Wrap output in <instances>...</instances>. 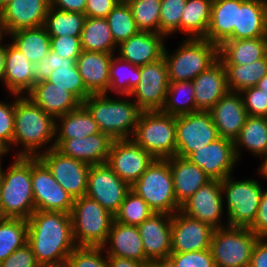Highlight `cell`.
Masks as SVG:
<instances>
[{
  "mask_svg": "<svg viewBox=\"0 0 267 267\" xmlns=\"http://www.w3.org/2000/svg\"><path fill=\"white\" fill-rule=\"evenodd\" d=\"M219 137L234 141L242 129L247 111L239 92H228L210 110Z\"/></svg>",
  "mask_w": 267,
  "mask_h": 267,
  "instance_id": "d4e9b609",
  "label": "cell"
},
{
  "mask_svg": "<svg viewBox=\"0 0 267 267\" xmlns=\"http://www.w3.org/2000/svg\"><path fill=\"white\" fill-rule=\"evenodd\" d=\"M200 167L211 180H224L234 174L239 163L234 150V141L219 137L208 145L196 149L187 157Z\"/></svg>",
  "mask_w": 267,
  "mask_h": 267,
  "instance_id": "d6986e66",
  "label": "cell"
},
{
  "mask_svg": "<svg viewBox=\"0 0 267 267\" xmlns=\"http://www.w3.org/2000/svg\"><path fill=\"white\" fill-rule=\"evenodd\" d=\"M187 0H161L160 34L167 38L181 33V16Z\"/></svg>",
  "mask_w": 267,
  "mask_h": 267,
  "instance_id": "c3c4849f",
  "label": "cell"
},
{
  "mask_svg": "<svg viewBox=\"0 0 267 267\" xmlns=\"http://www.w3.org/2000/svg\"><path fill=\"white\" fill-rule=\"evenodd\" d=\"M243 148L255 158L267 155V117L247 116L238 137L234 140L238 162L241 161Z\"/></svg>",
  "mask_w": 267,
  "mask_h": 267,
  "instance_id": "e575fe53",
  "label": "cell"
},
{
  "mask_svg": "<svg viewBox=\"0 0 267 267\" xmlns=\"http://www.w3.org/2000/svg\"><path fill=\"white\" fill-rule=\"evenodd\" d=\"M230 92H241L254 87L267 74V55L245 65H224Z\"/></svg>",
  "mask_w": 267,
  "mask_h": 267,
  "instance_id": "ab89813d",
  "label": "cell"
},
{
  "mask_svg": "<svg viewBox=\"0 0 267 267\" xmlns=\"http://www.w3.org/2000/svg\"><path fill=\"white\" fill-rule=\"evenodd\" d=\"M26 96L55 119L83 104L73 93L65 88L57 87L47 80L36 83Z\"/></svg>",
  "mask_w": 267,
  "mask_h": 267,
  "instance_id": "f546056e",
  "label": "cell"
},
{
  "mask_svg": "<svg viewBox=\"0 0 267 267\" xmlns=\"http://www.w3.org/2000/svg\"><path fill=\"white\" fill-rule=\"evenodd\" d=\"M177 49L164 48L169 82L193 81L218 58V46L205 38H183Z\"/></svg>",
  "mask_w": 267,
  "mask_h": 267,
  "instance_id": "5b68a950",
  "label": "cell"
},
{
  "mask_svg": "<svg viewBox=\"0 0 267 267\" xmlns=\"http://www.w3.org/2000/svg\"><path fill=\"white\" fill-rule=\"evenodd\" d=\"M194 100L197 111H209L229 92L225 66L218 59L193 81Z\"/></svg>",
  "mask_w": 267,
  "mask_h": 267,
  "instance_id": "484cf974",
  "label": "cell"
},
{
  "mask_svg": "<svg viewBox=\"0 0 267 267\" xmlns=\"http://www.w3.org/2000/svg\"><path fill=\"white\" fill-rule=\"evenodd\" d=\"M256 87L262 90V92H264L265 94H267V74L260 79Z\"/></svg>",
  "mask_w": 267,
  "mask_h": 267,
  "instance_id": "e7e4bbea",
  "label": "cell"
},
{
  "mask_svg": "<svg viewBox=\"0 0 267 267\" xmlns=\"http://www.w3.org/2000/svg\"><path fill=\"white\" fill-rule=\"evenodd\" d=\"M11 43L33 64L40 61L51 50L50 35L44 26L21 29L8 35Z\"/></svg>",
  "mask_w": 267,
  "mask_h": 267,
  "instance_id": "8d00e7d4",
  "label": "cell"
},
{
  "mask_svg": "<svg viewBox=\"0 0 267 267\" xmlns=\"http://www.w3.org/2000/svg\"><path fill=\"white\" fill-rule=\"evenodd\" d=\"M120 0H87L84 14L89 18H106Z\"/></svg>",
  "mask_w": 267,
  "mask_h": 267,
  "instance_id": "9f6ffc18",
  "label": "cell"
},
{
  "mask_svg": "<svg viewBox=\"0 0 267 267\" xmlns=\"http://www.w3.org/2000/svg\"><path fill=\"white\" fill-rule=\"evenodd\" d=\"M38 158L51 171L60 186L74 199L86 195L88 172L91 165L64 156L56 148L42 153Z\"/></svg>",
  "mask_w": 267,
  "mask_h": 267,
  "instance_id": "e0dca14e",
  "label": "cell"
},
{
  "mask_svg": "<svg viewBox=\"0 0 267 267\" xmlns=\"http://www.w3.org/2000/svg\"><path fill=\"white\" fill-rule=\"evenodd\" d=\"M97 133L98 124L83 104L56 118L55 139H81Z\"/></svg>",
  "mask_w": 267,
  "mask_h": 267,
  "instance_id": "d590c367",
  "label": "cell"
},
{
  "mask_svg": "<svg viewBox=\"0 0 267 267\" xmlns=\"http://www.w3.org/2000/svg\"><path fill=\"white\" fill-rule=\"evenodd\" d=\"M27 219L1 218L0 219V263L15 250L27 243Z\"/></svg>",
  "mask_w": 267,
  "mask_h": 267,
  "instance_id": "ee69618b",
  "label": "cell"
},
{
  "mask_svg": "<svg viewBox=\"0 0 267 267\" xmlns=\"http://www.w3.org/2000/svg\"><path fill=\"white\" fill-rule=\"evenodd\" d=\"M107 260L109 267H151L153 264L117 256H107Z\"/></svg>",
  "mask_w": 267,
  "mask_h": 267,
  "instance_id": "94428289",
  "label": "cell"
},
{
  "mask_svg": "<svg viewBox=\"0 0 267 267\" xmlns=\"http://www.w3.org/2000/svg\"><path fill=\"white\" fill-rule=\"evenodd\" d=\"M0 267H41L35 258L31 246L26 243L23 247L15 250L4 261Z\"/></svg>",
  "mask_w": 267,
  "mask_h": 267,
  "instance_id": "11a10c76",
  "label": "cell"
},
{
  "mask_svg": "<svg viewBox=\"0 0 267 267\" xmlns=\"http://www.w3.org/2000/svg\"><path fill=\"white\" fill-rule=\"evenodd\" d=\"M256 178H234L233 174L221 181L227 226L249 228L257 214L264 187Z\"/></svg>",
  "mask_w": 267,
  "mask_h": 267,
  "instance_id": "8992f818",
  "label": "cell"
},
{
  "mask_svg": "<svg viewBox=\"0 0 267 267\" xmlns=\"http://www.w3.org/2000/svg\"><path fill=\"white\" fill-rule=\"evenodd\" d=\"M2 218V206H1V177H0V219Z\"/></svg>",
  "mask_w": 267,
  "mask_h": 267,
  "instance_id": "89a4df30",
  "label": "cell"
},
{
  "mask_svg": "<svg viewBox=\"0 0 267 267\" xmlns=\"http://www.w3.org/2000/svg\"><path fill=\"white\" fill-rule=\"evenodd\" d=\"M71 220L76 246L101 247L107 240L114 215L85 195L74 199Z\"/></svg>",
  "mask_w": 267,
  "mask_h": 267,
  "instance_id": "ba28073f",
  "label": "cell"
},
{
  "mask_svg": "<svg viewBox=\"0 0 267 267\" xmlns=\"http://www.w3.org/2000/svg\"><path fill=\"white\" fill-rule=\"evenodd\" d=\"M258 239L250 228L225 226L215 229L210 245L215 267H249Z\"/></svg>",
  "mask_w": 267,
  "mask_h": 267,
  "instance_id": "30bf717a",
  "label": "cell"
},
{
  "mask_svg": "<svg viewBox=\"0 0 267 267\" xmlns=\"http://www.w3.org/2000/svg\"><path fill=\"white\" fill-rule=\"evenodd\" d=\"M219 138L209 111H197L176 117V155L187 158L196 149Z\"/></svg>",
  "mask_w": 267,
  "mask_h": 267,
  "instance_id": "5bb4252c",
  "label": "cell"
},
{
  "mask_svg": "<svg viewBox=\"0 0 267 267\" xmlns=\"http://www.w3.org/2000/svg\"><path fill=\"white\" fill-rule=\"evenodd\" d=\"M33 76L35 84L47 80L57 87L67 89L82 103L91 95L79 73L76 59L61 58L52 50L34 64Z\"/></svg>",
  "mask_w": 267,
  "mask_h": 267,
  "instance_id": "8fae6325",
  "label": "cell"
},
{
  "mask_svg": "<svg viewBox=\"0 0 267 267\" xmlns=\"http://www.w3.org/2000/svg\"><path fill=\"white\" fill-rule=\"evenodd\" d=\"M213 0H187L181 16V34L185 38H204L211 19Z\"/></svg>",
  "mask_w": 267,
  "mask_h": 267,
  "instance_id": "f35d334b",
  "label": "cell"
},
{
  "mask_svg": "<svg viewBox=\"0 0 267 267\" xmlns=\"http://www.w3.org/2000/svg\"><path fill=\"white\" fill-rule=\"evenodd\" d=\"M151 267H167L164 263L152 264Z\"/></svg>",
  "mask_w": 267,
  "mask_h": 267,
  "instance_id": "2644e50d",
  "label": "cell"
},
{
  "mask_svg": "<svg viewBox=\"0 0 267 267\" xmlns=\"http://www.w3.org/2000/svg\"><path fill=\"white\" fill-rule=\"evenodd\" d=\"M50 0H12L0 11V22L10 33L44 26Z\"/></svg>",
  "mask_w": 267,
  "mask_h": 267,
  "instance_id": "7402d4cb",
  "label": "cell"
},
{
  "mask_svg": "<svg viewBox=\"0 0 267 267\" xmlns=\"http://www.w3.org/2000/svg\"><path fill=\"white\" fill-rule=\"evenodd\" d=\"M153 213L154 211L147 202L133 190H130L121 203L119 210L115 213L114 220L126 225L138 226Z\"/></svg>",
  "mask_w": 267,
  "mask_h": 267,
  "instance_id": "bcb514c9",
  "label": "cell"
},
{
  "mask_svg": "<svg viewBox=\"0 0 267 267\" xmlns=\"http://www.w3.org/2000/svg\"><path fill=\"white\" fill-rule=\"evenodd\" d=\"M247 115L267 117V94L256 86L240 92Z\"/></svg>",
  "mask_w": 267,
  "mask_h": 267,
  "instance_id": "f5cc1de1",
  "label": "cell"
},
{
  "mask_svg": "<svg viewBox=\"0 0 267 267\" xmlns=\"http://www.w3.org/2000/svg\"><path fill=\"white\" fill-rule=\"evenodd\" d=\"M80 41L84 51L116 53L118 47L106 18L86 17Z\"/></svg>",
  "mask_w": 267,
  "mask_h": 267,
  "instance_id": "74e56055",
  "label": "cell"
},
{
  "mask_svg": "<svg viewBox=\"0 0 267 267\" xmlns=\"http://www.w3.org/2000/svg\"><path fill=\"white\" fill-rule=\"evenodd\" d=\"M214 228L181 211L172 215L171 253H185L210 249Z\"/></svg>",
  "mask_w": 267,
  "mask_h": 267,
  "instance_id": "44dd1931",
  "label": "cell"
},
{
  "mask_svg": "<svg viewBox=\"0 0 267 267\" xmlns=\"http://www.w3.org/2000/svg\"><path fill=\"white\" fill-rule=\"evenodd\" d=\"M4 74H5V44L0 46V83L4 85Z\"/></svg>",
  "mask_w": 267,
  "mask_h": 267,
  "instance_id": "6125c7cd",
  "label": "cell"
},
{
  "mask_svg": "<svg viewBox=\"0 0 267 267\" xmlns=\"http://www.w3.org/2000/svg\"><path fill=\"white\" fill-rule=\"evenodd\" d=\"M267 55V37L226 40L218 46V58L223 65H245Z\"/></svg>",
  "mask_w": 267,
  "mask_h": 267,
  "instance_id": "d6a6232c",
  "label": "cell"
},
{
  "mask_svg": "<svg viewBox=\"0 0 267 267\" xmlns=\"http://www.w3.org/2000/svg\"><path fill=\"white\" fill-rule=\"evenodd\" d=\"M132 139L155 159L176 155V117L162 111H142Z\"/></svg>",
  "mask_w": 267,
  "mask_h": 267,
  "instance_id": "52a82bcc",
  "label": "cell"
},
{
  "mask_svg": "<svg viewBox=\"0 0 267 267\" xmlns=\"http://www.w3.org/2000/svg\"><path fill=\"white\" fill-rule=\"evenodd\" d=\"M267 37V0H238L237 26L228 40Z\"/></svg>",
  "mask_w": 267,
  "mask_h": 267,
  "instance_id": "4dcf8cb0",
  "label": "cell"
},
{
  "mask_svg": "<svg viewBox=\"0 0 267 267\" xmlns=\"http://www.w3.org/2000/svg\"><path fill=\"white\" fill-rule=\"evenodd\" d=\"M107 256L145 262V251L137 226L113 221L106 242L101 246Z\"/></svg>",
  "mask_w": 267,
  "mask_h": 267,
  "instance_id": "f1b7e54d",
  "label": "cell"
},
{
  "mask_svg": "<svg viewBox=\"0 0 267 267\" xmlns=\"http://www.w3.org/2000/svg\"><path fill=\"white\" fill-rule=\"evenodd\" d=\"M155 158L132 138L113 140L107 164L130 187L152 164Z\"/></svg>",
  "mask_w": 267,
  "mask_h": 267,
  "instance_id": "9a60e30c",
  "label": "cell"
},
{
  "mask_svg": "<svg viewBox=\"0 0 267 267\" xmlns=\"http://www.w3.org/2000/svg\"><path fill=\"white\" fill-rule=\"evenodd\" d=\"M164 264L167 267H215L210 249L171 253Z\"/></svg>",
  "mask_w": 267,
  "mask_h": 267,
  "instance_id": "f907efd6",
  "label": "cell"
},
{
  "mask_svg": "<svg viewBox=\"0 0 267 267\" xmlns=\"http://www.w3.org/2000/svg\"><path fill=\"white\" fill-rule=\"evenodd\" d=\"M131 187L119 178L107 163L91 165L88 172L86 196L96 200L115 215Z\"/></svg>",
  "mask_w": 267,
  "mask_h": 267,
  "instance_id": "2e32d148",
  "label": "cell"
},
{
  "mask_svg": "<svg viewBox=\"0 0 267 267\" xmlns=\"http://www.w3.org/2000/svg\"><path fill=\"white\" fill-rule=\"evenodd\" d=\"M161 111L175 117L196 112L192 81L169 82Z\"/></svg>",
  "mask_w": 267,
  "mask_h": 267,
  "instance_id": "7bdbcfd3",
  "label": "cell"
},
{
  "mask_svg": "<svg viewBox=\"0 0 267 267\" xmlns=\"http://www.w3.org/2000/svg\"><path fill=\"white\" fill-rule=\"evenodd\" d=\"M112 142L108 134L100 132L81 139H55V148L64 156L99 165L107 163Z\"/></svg>",
  "mask_w": 267,
  "mask_h": 267,
  "instance_id": "603a6c76",
  "label": "cell"
},
{
  "mask_svg": "<svg viewBox=\"0 0 267 267\" xmlns=\"http://www.w3.org/2000/svg\"><path fill=\"white\" fill-rule=\"evenodd\" d=\"M166 36L159 33L139 31L121 42L115 55L135 66H144L163 57Z\"/></svg>",
  "mask_w": 267,
  "mask_h": 267,
  "instance_id": "cb8c5ba5",
  "label": "cell"
},
{
  "mask_svg": "<svg viewBox=\"0 0 267 267\" xmlns=\"http://www.w3.org/2000/svg\"><path fill=\"white\" fill-rule=\"evenodd\" d=\"M261 164L258 166V168L256 170V172H258L257 174L260 175V177H262L261 180L266 179L267 180V155L263 156L260 158Z\"/></svg>",
  "mask_w": 267,
  "mask_h": 267,
  "instance_id": "be15d7a7",
  "label": "cell"
},
{
  "mask_svg": "<svg viewBox=\"0 0 267 267\" xmlns=\"http://www.w3.org/2000/svg\"><path fill=\"white\" fill-rule=\"evenodd\" d=\"M8 34L5 31V29L3 28V25L0 22V46L5 43V41L7 40ZM6 39V40H5Z\"/></svg>",
  "mask_w": 267,
  "mask_h": 267,
  "instance_id": "003e7915",
  "label": "cell"
},
{
  "mask_svg": "<svg viewBox=\"0 0 267 267\" xmlns=\"http://www.w3.org/2000/svg\"><path fill=\"white\" fill-rule=\"evenodd\" d=\"M56 119L38 107L29 97L15 99L13 146L14 157H39L55 148ZM20 145V146H19Z\"/></svg>",
  "mask_w": 267,
  "mask_h": 267,
  "instance_id": "7a4b0ae2",
  "label": "cell"
},
{
  "mask_svg": "<svg viewBox=\"0 0 267 267\" xmlns=\"http://www.w3.org/2000/svg\"><path fill=\"white\" fill-rule=\"evenodd\" d=\"M87 0H50V6L67 12L83 13Z\"/></svg>",
  "mask_w": 267,
  "mask_h": 267,
  "instance_id": "91938a15",
  "label": "cell"
},
{
  "mask_svg": "<svg viewBox=\"0 0 267 267\" xmlns=\"http://www.w3.org/2000/svg\"><path fill=\"white\" fill-rule=\"evenodd\" d=\"M83 105L97 122L100 132L113 140L132 138L142 112L128 95L114 98L110 94H91Z\"/></svg>",
  "mask_w": 267,
  "mask_h": 267,
  "instance_id": "3957f363",
  "label": "cell"
},
{
  "mask_svg": "<svg viewBox=\"0 0 267 267\" xmlns=\"http://www.w3.org/2000/svg\"><path fill=\"white\" fill-rule=\"evenodd\" d=\"M172 215L153 213L138 225L145 251V262L165 263L171 254Z\"/></svg>",
  "mask_w": 267,
  "mask_h": 267,
  "instance_id": "ffe728a7",
  "label": "cell"
},
{
  "mask_svg": "<svg viewBox=\"0 0 267 267\" xmlns=\"http://www.w3.org/2000/svg\"><path fill=\"white\" fill-rule=\"evenodd\" d=\"M27 243L41 267H65L77 247L72 236L71 214L35 211L28 219Z\"/></svg>",
  "mask_w": 267,
  "mask_h": 267,
  "instance_id": "6da1fadb",
  "label": "cell"
},
{
  "mask_svg": "<svg viewBox=\"0 0 267 267\" xmlns=\"http://www.w3.org/2000/svg\"><path fill=\"white\" fill-rule=\"evenodd\" d=\"M106 20L117 45L140 31L126 0L119 1L108 14Z\"/></svg>",
  "mask_w": 267,
  "mask_h": 267,
  "instance_id": "f6af8a7d",
  "label": "cell"
},
{
  "mask_svg": "<svg viewBox=\"0 0 267 267\" xmlns=\"http://www.w3.org/2000/svg\"><path fill=\"white\" fill-rule=\"evenodd\" d=\"M50 48L61 58L77 59L82 52L80 36H50Z\"/></svg>",
  "mask_w": 267,
  "mask_h": 267,
  "instance_id": "db71d44e",
  "label": "cell"
},
{
  "mask_svg": "<svg viewBox=\"0 0 267 267\" xmlns=\"http://www.w3.org/2000/svg\"><path fill=\"white\" fill-rule=\"evenodd\" d=\"M115 53L82 50L76 65L90 94H106L110 84V63Z\"/></svg>",
  "mask_w": 267,
  "mask_h": 267,
  "instance_id": "83f0119b",
  "label": "cell"
},
{
  "mask_svg": "<svg viewBox=\"0 0 267 267\" xmlns=\"http://www.w3.org/2000/svg\"><path fill=\"white\" fill-rule=\"evenodd\" d=\"M180 211L214 229L227 226L226 219L222 222L226 213L224 212L221 180H211L200 187L181 205Z\"/></svg>",
  "mask_w": 267,
  "mask_h": 267,
  "instance_id": "ac0fdd59",
  "label": "cell"
},
{
  "mask_svg": "<svg viewBox=\"0 0 267 267\" xmlns=\"http://www.w3.org/2000/svg\"><path fill=\"white\" fill-rule=\"evenodd\" d=\"M110 84L107 95H130L132 90L138 85L140 80V67L132 65L130 62L120 59L114 55L110 63Z\"/></svg>",
  "mask_w": 267,
  "mask_h": 267,
  "instance_id": "60d3db41",
  "label": "cell"
},
{
  "mask_svg": "<svg viewBox=\"0 0 267 267\" xmlns=\"http://www.w3.org/2000/svg\"><path fill=\"white\" fill-rule=\"evenodd\" d=\"M140 31L160 34L161 0H126Z\"/></svg>",
  "mask_w": 267,
  "mask_h": 267,
  "instance_id": "7dc6e473",
  "label": "cell"
},
{
  "mask_svg": "<svg viewBox=\"0 0 267 267\" xmlns=\"http://www.w3.org/2000/svg\"><path fill=\"white\" fill-rule=\"evenodd\" d=\"M0 162L2 218L28 219L35 211L31 157H14L4 170Z\"/></svg>",
  "mask_w": 267,
  "mask_h": 267,
  "instance_id": "277c9868",
  "label": "cell"
},
{
  "mask_svg": "<svg viewBox=\"0 0 267 267\" xmlns=\"http://www.w3.org/2000/svg\"><path fill=\"white\" fill-rule=\"evenodd\" d=\"M86 16L49 7L44 27L50 36H81Z\"/></svg>",
  "mask_w": 267,
  "mask_h": 267,
  "instance_id": "b9f144b4",
  "label": "cell"
},
{
  "mask_svg": "<svg viewBox=\"0 0 267 267\" xmlns=\"http://www.w3.org/2000/svg\"><path fill=\"white\" fill-rule=\"evenodd\" d=\"M237 17L238 0H213L210 24L204 38L220 46L232 36Z\"/></svg>",
  "mask_w": 267,
  "mask_h": 267,
  "instance_id": "836d02e7",
  "label": "cell"
},
{
  "mask_svg": "<svg viewBox=\"0 0 267 267\" xmlns=\"http://www.w3.org/2000/svg\"><path fill=\"white\" fill-rule=\"evenodd\" d=\"M169 87L164 58L140 66V80L129 95L141 111H161Z\"/></svg>",
  "mask_w": 267,
  "mask_h": 267,
  "instance_id": "4fadbf2b",
  "label": "cell"
},
{
  "mask_svg": "<svg viewBox=\"0 0 267 267\" xmlns=\"http://www.w3.org/2000/svg\"><path fill=\"white\" fill-rule=\"evenodd\" d=\"M9 149L0 141V162H3V157L9 155Z\"/></svg>",
  "mask_w": 267,
  "mask_h": 267,
  "instance_id": "03108f58",
  "label": "cell"
},
{
  "mask_svg": "<svg viewBox=\"0 0 267 267\" xmlns=\"http://www.w3.org/2000/svg\"><path fill=\"white\" fill-rule=\"evenodd\" d=\"M155 213L173 215L181 210L173 190V177L168 159H155L131 186Z\"/></svg>",
  "mask_w": 267,
  "mask_h": 267,
  "instance_id": "9c48e42d",
  "label": "cell"
},
{
  "mask_svg": "<svg viewBox=\"0 0 267 267\" xmlns=\"http://www.w3.org/2000/svg\"><path fill=\"white\" fill-rule=\"evenodd\" d=\"M31 182L36 211L71 214L74 198L60 186L38 157H31Z\"/></svg>",
  "mask_w": 267,
  "mask_h": 267,
  "instance_id": "7c38bea8",
  "label": "cell"
},
{
  "mask_svg": "<svg viewBox=\"0 0 267 267\" xmlns=\"http://www.w3.org/2000/svg\"><path fill=\"white\" fill-rule=\"evenodd\" d=\"M104 255V256H103ZM65 267H109L102 247L77 246L68 256Z\"/></svg>",
  "mask_w": 267,
  "mask_h": 267,
  "instance_id": "681fc988",
  "label": "cell"
},
{
  "mask_svg": "<svg viewBox=\"0 0 267 267\" xmlns=\"http://www.w3.org/2000/svg\"><path fill=\"white\" fill-rule=\"evenodd\" d=\"M12 0H0V11L7 6Z\"/></svg>",
  "mask_w": 267,
  "mask_h": 267,
  "instance_id": "a7ac6f4b",
  "label": "cell"
},
{
  "mask_svg": "<svg viewBox=\"0 0 267 267\" xmlns=\"http://www.w3.org/2000/svg\"><path fill=\"white\" fill-rule=\"evenodd\" d=\"M249 228L259 238H267V189L265 188L260 198L256 218Z\"/></svg>",
  "mask_w": 267,
  "mask_h": 267,
  "instance_id": "6f0895ef",
  "label": "cell"
},
{
  "mask_svg": "<svg viewBox=\"0 0 267 267\" xmlns=\"http://www.w3.org/2000/svg\"><path fill=\"white\" fill-rule=\"evenodd\" d=\"M249 267H267V238H259L250 258Z\"/></svg>",
  "mask_w": 267,
  "mask_h": 267,
  "instance_id": "680465c9",
  "label": "cell"
},
{
  "mask_svg": "<svg viewBox=\"0 0 267 267\" xmlns=\"http://www.w3.org/2000/svg\"><path fill=\"white\" fill-rule=\"evenodd\" d=\"M18 96L10 94L11 102L0 101V141L9 149L10 154L13 145L15 99Z\"/></svg>",
  "mask_w": 267,
  "mask_h": 267,
  "instance_id": "816d5d0a",
  "label": "cell"
},
{
  "mask_svg": "<svg viewBox=\"0 0 267 267\" xmlns=\"http://www.w3.org/2000/svg\"><path fill=\"white\" fill-rule=\"evenodd\" d=\"M34 64L11 42H5L4 87L7 93L25 96L35 85Z\"/></svg>",
  "mask_w": 267,
  "mask_h": 267,
  "instance_id": "4316f807",
  "label": "cell"
},
{
  "mask_svg": "<svg viewBox=\"0 0 267 267\" xmlns=\"http://www.w3.org/2000/svg\"><path fill=\"white\" fill-rule=\"evenodd\" d=\"M169 166L173 177L174 195L180 205L211 181L210 177L188 158L175 155L169 158Z\"/></svg>",
  "mask_w": 267,
  "mask_h": 267,
  "instance_id": "1f68e13d",
  "label": "cell"
}]
</instances>
